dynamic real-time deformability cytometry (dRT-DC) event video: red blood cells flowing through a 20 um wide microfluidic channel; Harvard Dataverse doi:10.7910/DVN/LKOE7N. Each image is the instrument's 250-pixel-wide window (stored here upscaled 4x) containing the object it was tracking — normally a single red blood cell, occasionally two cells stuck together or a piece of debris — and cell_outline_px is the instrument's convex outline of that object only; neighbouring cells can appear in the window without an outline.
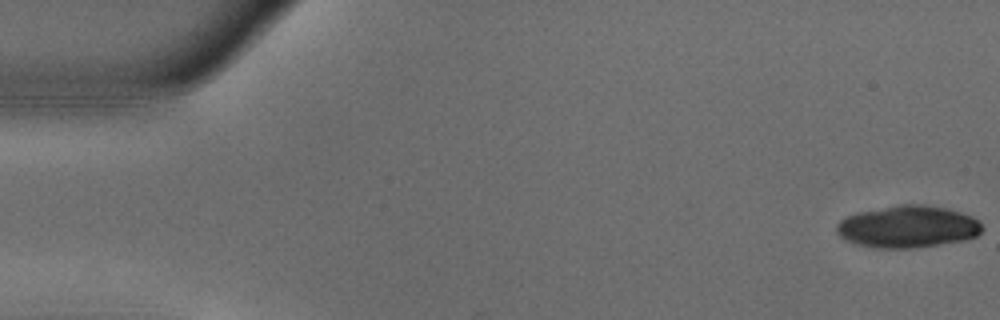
{"species": "common noctule bat (a hibernating species)", "species_latin": "Nyctalus noctula", "temperature_condition": "warm", "stored_images_in_passage": 19, "camera_frame_rate_fps": 3000, "um_per_image_px": 0.085, "animal": {"sex": "male", "body_mass_g": 18.8}, "frame": {"image": 1, "passage_image": 1, "time_ms": 0.0, "image_size_px": [1000, 320], "cell_outline_px": [[984, 228], [976, 236], [964, 240], [916, 248], [872, 248], [856, 244], [844, 240], [836, 232], [836, 224], [840, 220], [856, 212], [900, 204], [924, 204], [944, 208], [960, 212], [972, 216]], "centroid_in_image_um": [77.12, 19.27], "position_along_channel_um": 7.9, "area_um2": 35.84}}